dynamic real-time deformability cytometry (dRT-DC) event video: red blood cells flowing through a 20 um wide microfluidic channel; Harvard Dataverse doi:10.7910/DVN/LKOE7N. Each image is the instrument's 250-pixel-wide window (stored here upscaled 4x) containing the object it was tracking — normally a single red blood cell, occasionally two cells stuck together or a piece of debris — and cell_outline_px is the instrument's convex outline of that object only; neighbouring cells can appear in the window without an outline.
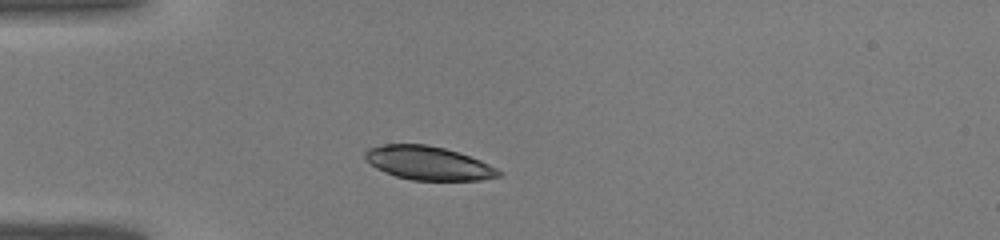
{"species": "common noctule bat (a hibernating species)", "species_latin": "Nyctalus noctula", "temperature_condition": "warm", "stored_images_in_passage": 31, "camera_frame_rate_fps": 3000, "um_per_image_px": 0.085, "animal": {"sex": "male", "body_mass_g": 19.0, "forearm_length_mm": 50.8}, "frame": {"image": 1, "passage_image": 1, "time_ms": 0.0, "image_size_px": [1000, 240], "cell_outline_px": [[504, 176], [480, 180], [412, 180], [396, 176], [376, 168], [364, 160], [364, 152], [368, 148], [384, 144], [428, 144], [444, 148], [480, 160], [504, 172]], "centroid_in_image_um": [36.4, 13.86], "position_along_channel_um": 48.6, "area_um2": 26.24}}
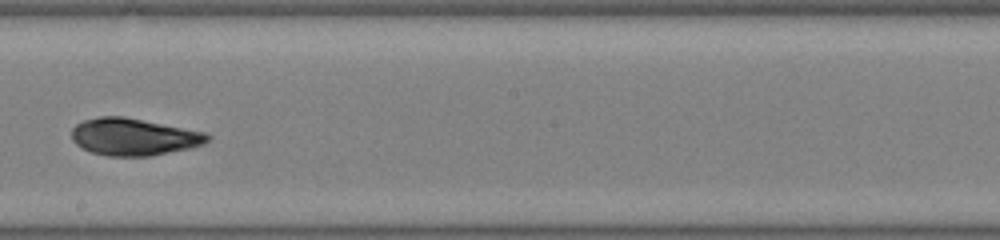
{"frame": {"image": 2, "passage_image": 14, "time_ms": 4.333, "image_size_px": [1000, 240], "cell_outline_px": [[212, 136], [204, 144], [192, 148], [148, 156], [108, 156], [92, 152], [76, 144], [72, 140], [72, 128], [76, 124], [84, 120], [100, 116], [124, 116], [204, 132]], "centroid_in_image_um": [11.37, 11.63], "position_along_channel_um": 236.8, "area_um2": 29.3}}
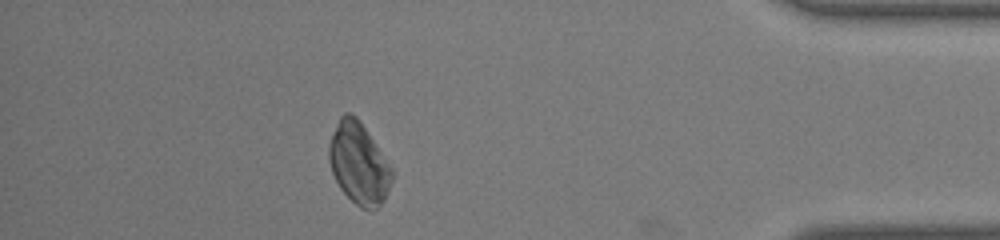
{"frame": {"image": 3, "passage_image": 27, "time_ms": 8.667, "image_size_px": [1000, 240], "cell_outline_px": [[396, 172], [384, 200], [376, 208], [360, 208], [340, 188], [332, 172], [328, 156], [328, 144], [336, 124], [340, 116], [344, 112], [348, 112], [356, 116], [360, 120]], "centroid_in_image_um": [30.52, 13.86], "position_along_channel_um": 404.7, "area_um2": 30.0}}